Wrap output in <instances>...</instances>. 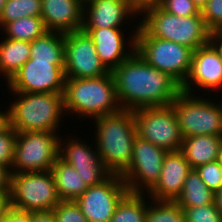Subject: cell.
Instances as JSON below:
<instances>
[{"instance_id": "obj_1", "label": "cell", "mask_w": 222, "mask_h": 222, "mask_svg": "<svg viewBox=\"0 0 222 222\" xmlns=\"http://www.w3.org/2000/svg\"><path fill=\"white\" fill-rule=\"evenodd\" d=\"M111 73L122 109L169 106L182 92L175 79L150 66L136 51Z\"/></svg>"}, {"instance_id": "obj_10", "label": "cell", "mask_w": 222, "mask_h": 222, "mask_svg": "<svg viewBox=\"0 0 222 222\" xmlns=\"http://www.w3.org/2000/svg\"><path fill=\"white\" fill-rule=\"evenodd\" d=\"M133 113L136 134L139 138L167 152L181 149L183 136L171 105L139 108Z\"/></svg>"}, {"instance_id": "obj_6", "label": "cell", "mask_w": 222, "mask_h": 222, "mask_svg": "<svg viewBox=\"0 0 222 222\" xmlns=\"http://www.w3.org/2000/svg\"><path fill=\"white\" fill-rule=\"evenodd\" d=\"M135 51L152 67L165 72L181 86L187 80L193 50L173 41L150 36L137 22Z\"/></svg>"}, {"instance_id": "obj_4", "label": "cell", "mask_w": 222, "mask_h": 222, "mask_svg": "<svg viewBox=\"0 0 222 222\" xmlns=\"http://www.w3.org/2000/svg\"><path fill=\"white\" fill-rule=\"evenodd\" d=\"M11 93L18 98L10 103L9 124L17 133L59 130V123L65 117L63 93Z\"/></svg>"}, {"instance_id": "obj_13", "label": "cell", "mask_w": 222, "mask_h": 222, "mask_svg": "<svg viewBox=\"0 0 222 222\" xmlns=\"http://www.w3.org/2000/svg\"><path fill=\"white\" fill-rule=\"evenodd\" d=\"M66 78H96L110 73L100 60L94 42L82 30L64 34Z\"/></svg>"}, {"instance_id": "obj_47", "label": "cell", "mask_w": 222, "mask_h": 222, "mask_svg": "<svg viewBox=\"0 0 222 222\" xmlns=\"http://www.w3.org/2000/svg\"><path fill=\"white\" fill-rule=\"evenodd\" d=\"M0 222H3V214H0Z\"/></svg>"}, {"instance_id": "obj_44", "label": "cell", "mask_w": 222, "mask_h": 222, "mask_svg": "<svg viewBox=\"0 0 222 222\" xmlns=\"http://www.w3.org/2000/svg\"><path fill=\"white\" fill-rule=\"evenodd\" d=\"M200 11L206 6L208 0H192Z\"/></svg>"}, {"instance_id": "obj_23", "label": "cell", "mask_w": 222, "mask_h": 222, "mask_svg": "<svg viewBox=\"0 0 222 222\" xmlns=\"http://www.w3.org/2000/svg\"><path fill=\"white\" fill-rule=\"evenodd\" d=\"M30 59V42L4 38L0 41V73L8 82Z\"/></svg>"}, {"instance_id": "obj_7", "label": "cell", "mask_w": 222, "mask_h": 222, "mask_svg": "<svg viewBox=\"0 0 222 222\" xmlns=\"http://www.w3.org/2000/svg\"><path fill=\"white\" fill-rule=\"evenodd\" d=\"M194 94L182 91L170 104L183 138L201 134L222 136V101L220 105L214 99Z\"/></svg>"}, {"instance_id": "obj_15", "label": "cell", "mask_w": 222, "mask_h": 222, "mask_svg": "<svg viewBox=\"0 0 222 222\" xmlns=\"http://www.w3.org/2000/svg\"><path fill=\"white\" fill-rule=\"evenodd\" d=\"M71 137L66 140L67 142H64L60 135L59 158L74 167L88 187L102 183L111 173L105 168L99 158L96 146L94 147L95 150H93V147H90V144L87 145L85 141Z\"/></svg>"}, {"instance_id": "obj_19", "label": "cell", "mask_w": 222, "mask_h": 222, "mask_svg": "<svg viewBox=\"0 0 222 222\" xmlns=\"http://www.w3.org/2000/svg\"><path fill=\"white\" fill-rule=\"evenodd\" d=\"M191 170V166L180 150L167 152L164 156L160 178L146 194L148 199L176 201Z\"/></svg>"}, {"instance_id": "obj_34", "label": "cell", "mask_w": 222, "mask_h": 222, "mask_svg": "<svg viewBox=\"0 0 222 222\" xmlns=\"http://www.w3.org/2000/svg\"><path fill=\"white\" fill-rule=\"evenodd\" d=\"M53 211L56 222H89L73 200L60 201Z\"/></svg>"}, {"instance_id": "obj_41", "label": "cell", "mask_w": 222, "mask_h": 222, "mask_svg": "<svg viewBox=\"0 0 222 222\" xmlns=\"http://www.w3.org/2000/svg\"><path fill=\"white\" fill-rule=\"evenodd\" d=\"M160 0H131L133 5L141 11L144 7L157 4Z\"/></svg>"}, {"instance_id": "obj_3", "label": "cell", "mask_w": 222, "mask_h": 222, "mask_svg": "<svg viewBox=\"0 0 222 222\" xmlns=\"http://www.w3.org/2000/svg\"><path fill=\"white\" fill-rule=\"evenodd\" d=\"M63 106L65 115L76 113L79 119H94L122 109L111 72L96 78H66Z\"/></svg>"}, {"instance_id": "obj_28", "label": "cell", "mask_w": 222, "mask_h": 222, "mask_svg": "<svg viewBox=\"0 0 222 222\" xmlns=\"http://www.w3.org/2000/svg\"><path fill=\"white\" fill-rule=\"evenodd\" d=\"M149 202L145 222H186L183 209L175 201L151 199Z\"/></svg>"}, {"instance_id": "obj_35", "label": "cell", "mask_w": 222, "mask_h": 222, "mask_svg": "<svg viewBox=\"0 0 222 222\" xmlns=\"http://www.w3.org/2000/svg\"><path fill=\"white\" fill-rule=\"evenodd\" d=\"M201 14L211 33L222 30V0H208Z\"/></svg>"}, {"instance_id": "obj_21", "label": "cell", "mask_w": 222, "mask_h": 222, "mask_svg": "<svg viewBox=\"0 0 222 222\" xmlns=\"http://www.w3.org/2000/svg\"><path fill=\"white\" fill-rule=\"evenodd\" d=\"M222 146V136L195 135L183 138L180 151L192 169L217 161Z\"/></svg>"}, {"instance_id": "obj_29", "label": "cell", "mask_w": 222, "mask_h": 222, "mask_svg": "<svg viewBox=\"0 0 222 222\" xmlns=\"http://www.w3.org/2000/svg\"><path fill=\"white\" fill-rule=\"evenodd\" d=\"M41 7V0H7L0 17V28L24 17H40Z\"/></svg>"}, {"instance_id": "obj_25", "label": "cell", "mask_w": 222, "mask_h": 222, "mask_svg": "<svg viewBox=\"0 0 222 222\" xmlns=\"http://www.w3.org/2000/svg\"><path fill=\"white\" fill-rule=\"evenodd\" d=\"M64 33L47 31L30 42V59L64 61Z\"/></svg>"}, {"instance_id": "obj_45", "label": "cell", "mask_w": 222, "mask_h": 222, "mask_svg": "<svg viewBox=\"0 0 222 222\" xmlns=\"http://www.w3.org/2000/svg\"><path fill=\"white\" fill-rule=\"evenodd\" d=\"M7 0H0V17L2 15V12H3V8L6 4Z\"/></svg>"}, {"instance_id": "obj_30", "label": "cell", "mask_w": 222, "mask_h": 222, "mask_svg": "<svg viewBox=\"0 0 222 222\" xmlns=\"http://www.w3.org/2000/svg\"><path fill=\"white\" fill-rule=\"evenodd\" d=\"M16 137L17 132L10 124L0 130V165L7 167L10 171L13 166Z\"/></svg>"}, {"instance_id": "obj_24", "label": "cell", "mask_w": 222, "mask_h": 222, "mask_svg": "<svg viewBox=\"0 0 222 222\" xmlns=\"http://www.w3.org/2000/svg\"><path fill=\"white\" fill-rule=\"evenodd\" d=\"M215 193L202 181L196 169H192L185 179L182 192L176 199L181 208H193L214 202Z\"/></svg>"}, {"instance_id": "obj_42", "label": "cell", "mask_w": 222, "mask_h": 222, "mask_svg": "<svg viewBox=\"0 0 222 222\" xmlns=\"http://www.w3.org/2000/svg\"><path fill=\"white\" fill-rule=\"evenodd\" d=\"M1 111L0 109V130L4 129L9 124V109Z\"/></svg>"}, {"instance_id": "obj_17", "label": "cell", "mask_w": 222, "mask_h": 222, "mask_svg": "<svg viewBox=\"0 0 222 222\" xmlns=\"http://www.w3.org/2000/svg\"><path fill=\"white\" fill-rule=\"evenodd\" d=\"M138 15L140 11L131 0H87L81 29L123 28V21Z\"/></svg>"}, {"instance_id": "obj_8", "label": "cell", "mask_w": 222, "mask_h": 222, "mask_svg": "<svg viewBox=\"0 0 222 222\" xmlns=\"http://www.w3.org/2000/svg\"><path fill=\"white\" fill-rule=\"evenodd\" d=\"M51 170L11 173L10 205L29 212L53 210L60 203Z\"/></svg>"}, {"instance_id": "obj_5", "label": "cell", "mask_w": 222, "mask_h": 222, "mask_svg": "<svg viewBox=\"0 0 222 222\" xmlns=\"http://www.w3.org/2000/svg\"><path fill=\"white\" fill-rule=\"evenodd\" d=\"M139 25L153 37L173 41L195 51L208 44L212 33L202 15L179 17L162 10L157 4L144 7ZM142 20V21H141Z\"/></svg>"}, {"instance_id": "obj_20", "label": "cell", "mask_w": 222, "mask_h": 222, "mask_svg": "<svg viewBox=\"0 0 222 222\" xmlns=\"http://www.w3.org/2000/svg\"><path fill=\"white\" fill-rule=\"evenodd\" d=\"M41 18L48 31H79L83 23L82 0H41Z\"/></svg>"}, {"instance_id": "obj_22", "label": "cell", "mask_w": 222, "mask_h": 222, "mask_svg": "<svg viewBox=\"0 0 222 222\" xmlns=\"http://www.w3.org/2000/svg\"><path fill=\"white\" fill-rule=\"evenodd\" d=\"M51 172L61 201H75L88 189L80 173L60 158L55 161Z\"/></svg>"}, {"instance_id": "obj_46", "label": "cell", "mask_w": 222, "mask_h": 222, "mask_svg": "<svg viewBox=\"0 0 222 222\" xmlns=\"http://www.w3.org/2000/svg\"><path fill=\"white\" fill-rule=\"evenodd\" d=\"M218 161H219V163L221 164V167H222V146H221V150H220Z\"/></svg>"}, {"instance_id": "obj_2", "label": "cell", "mask_w": 222, "mask_h": 222, "mask_svg": "<svg viewBox=\"0 0 222 222\" xmlns=\"http://www.w3.org/2000/svg\"><path fill=\"white\" fill-rule=\"evenodd\" d=\"M93 120L99 158L111 174L122 175L130 166L137 136L133 110L121 109Z\"/></svg>"}, {"instance_id": "obj_14", "label": "cell", "mask_w": 222, "mask_h": 222, "mask_svg": "<svg viewBox=\"0 0 222 222\" xmlns=\"http://www.w3.org/2000/svg\"><path fill=\"white\" fill-rule=\"evenodd\" d=\"M128 188L118 174H111L102 183L89 186L75 202L89 222H110Z\"/></svg>"}, {"instance_id": "obj_33", "label": "cell", "mask_w": 222, "mask_h": 222, "mask_svg": "<svg viewBox=\"0 0 222 222\" xmlns=\"http://www.w3.org/2000/svg\"><path fill=\"white\" fill-rule=\"evenodd\" d=\"M157 5L165 12L179 17L202 15L192 0H160Z\"/></svg>"}, {"instance_id": "obj_32", "label": "cell", "mask_w": 222, "mask_h": 222, "mask_svg": "<svg viewBox=\"0 0 222 222\" xmlns=\"http://www.w3.org/2000/svg\"><path fill=\"white\" fill-rule=\"evenodd\" d=\"M196 171L214 193L222 187V167L218 160L198 166Z\"/></svg>"}, {"instance_id": "obj_9", "label": "cell", "mask_w": 222, "mask_h": 222, "mask_svg": "<svg viewBox=\"0 0 222 222\" xmlns=\"http://www.w3.org/2000/svg\"><path fill=\"white\" fill-rule=\"evenodd\" d=\"M56 133L43 131L17 133L11 173L51 170L59 158L60 136Z\"/></svg>"}, {"instance_id": "obj_40", "label": "cell", "mask_w": 222, "mask_h": 222, "mask_svg": "<svg viewBox=\"0 0 222 222\" xmlns=\"http://www.w3.org/2000/svg\"><path fill=\"white\" fill-rule=\"evenodd\" d=\"M210 43L219 51L222 60V30L212 33Z\"/></svg>"}, {"instance_id": "obj_43", "label": "cell", "mask_w": 222, "mask_h": 222, "mask_svg": "<svg viewBox=\"0 0 222 222\" xmlns=\"http://www.w3.org/2000/svg\"><path fill=\"white\" fill-rule=\"evenodd\" d=\"M214 202L217 206L219 213L222 216V187L218 191L215 192Z\"/></svg>"}, {"instance_id": "obj_12", "label": "cell", "mask_w": 222, "mask_h": 222, "mask_svg": "<svg viewBox=\"0 0 222 222\" xmlns=\"http://www.w3.org/2000/svg\"><path fill=\"white\" fill-rule=\"evenodd\" d=\"M167 151L136 136L128 169L121 175L130 193L148 192L159 180Z\"/></svg>"}, {"instance_id": "obj_36", "label": "cell", "mask_w": 222, "mask_h": 222, "mask_svg": "<svg viewBox=\"0 0 222 222\" xmlns=\"http://www.w3.org/2000/svg\"><path fill=\"white\" fill-rule=\"evenodd\" d=\"M3 222H31V212L10 206L3 213Z\"/></svg>"}, {"instance_id": "obj_26", "label": "cell", "mask_w": 222, "mask_h": 222, "mask_svg": "<svg viewBox=\"0 0 222 222\" xmlns=\"http://www.w3.org/2000/svg\"><path fill=\"white\" fill-rule=\"evenodd\" d=\"M145 194L128 192L118 203L110 222H145L149 203Z\"/></svg>"}, {"instance_id": "obj_16", "label": "cell", "mask_w": 222, "mask_h": 222, "mask_svg": "<svg viewBox=\"0 0 222 222\" xmlns=\"http://www.w3.org/2000/svg\"><path fill=\"white\" fill-rule=\"evenodd\" d=\"M196 87L213 92L222 90V60L219 51L210 42L193 51L191 70L182 91L193 94L198 89L192 88Z\"/></svg>"}, {"instance_id": "obj_18", "label": "cell", "mask_w": 222, "mask_h": 222, "mask_svg": "<svg viewBox=\"0 0 222 222\" xmlns=\"http://www.w3.org/2000/svg\"><path fill=\"white\" fill-rule=\"evenodd\" d=\"M123 28L81 29L89 35L94 42L96 52L104 66L112 72L123 61L135 52V38L137 28L132 36L125 40ZM123 31V32H122ZM129 40V42L127 41ZM128 42V43H127ZM127 44V45H126ZM126 46L127 49H126Z\"/></svg>"}, {"instance_id": "obj_27", "label": "cell", "mask_w": 222, "mask_h": 222, "mask_svg": "<svg viewBox=\"0 0 222 222\" xmlns=\"http://www.w3.org/2000/svg\"><path fill=\"white\" fill-rule=\"evenodd\" d=\"M3 31L5 38L32 42L48 30L41 17H24L7 23L2 28Z\"/></svg>"}, {"instance_id": "obj_39", "label": "cell", "mask_w": 222, "mask_h": 222, "mask_svg": "<svg viewBox=\"0 0 222 222\" xmlns=\"http://www.w3.org/2000/svg\"><path fill=\"white\" fill-rule=\"evenodd\" d=\"M10 206V192L0 191V214L5 213Z\"/></svg>"}, {"instance_id": "obj_31", "label": "cell", "mask_w": 222, "mask_h": 222, "mask_svg": "<svg viewBox=\"0 0 222 222\" xmlns=\"http://www.w3.org/2000/svg\"><path fill=\"white\" fill-rule=\"evenodd\" d=\"M182 209L186 222H222V216L215 203Z\"/></svg>"}, {"instance_id": "obj_37", "label": "cell", "mask_w": 222, "mask_h": 222, "mask_svg": "<svg viewBox=\"0 0 222 222\" xmlns=\"http://www.w3.org/2000/svg\"><path fill=\"white\" fill-rule=\"evenodd\" d=\"M31 222H56L53 210L31 212Z\"/></svg>"}, {"instance_id": "obj_38", "label": "cell", "mask_w": 222, "mask_h": 222, "mask_svg": "<svg viewBox=\"0 0 222 222\" xmlns=\"http://www.w3.org/2000/svg\"><path fill=\"white\" fill-rule=\"evenodd\" d=\"M11 171L0 165V191L10 192Z\"/></svg>"}, {"instance_id": "obj_11", "label": "cell", "mask_w": 222, "mask_h": 222, "mask_svg": "<svg viewBox=\"0 0 222 222\" xmlns=\"http://www.w3.org/2000/svg\"><path fill=\"white\" fill-rule=\"evenodd\" d=\"M64 61L29 59L7 82L11 91L26 93H63Z\"/></svg>"}]
</instances>
